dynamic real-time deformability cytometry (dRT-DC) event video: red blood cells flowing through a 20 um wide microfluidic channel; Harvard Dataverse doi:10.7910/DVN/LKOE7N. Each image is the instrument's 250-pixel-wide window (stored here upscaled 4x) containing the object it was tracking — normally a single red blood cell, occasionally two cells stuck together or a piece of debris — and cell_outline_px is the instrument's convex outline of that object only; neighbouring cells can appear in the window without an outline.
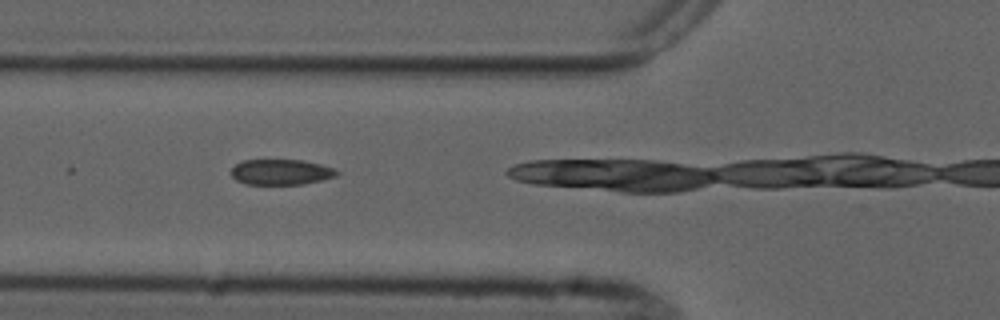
{"species": "common noctule bat (a hibernating species)", "species_latin": "Nyctalus noctula", "temperature_condition": "cold", "stored_images_in_passage": 4, "camera_frame_rate_fps": 3000, "um_per_image_px": 0.085, "animal": {"sex": "male", "forearm_length_mm": 52.5}, "frame": {"image": 1, "passage_image": 2, "time_ms": 1.0, "image_size_px": [1000, 320], "cell_outline_px": [[340, 172], [336, 176], [304, 184], [244, 184], [236, 180], [232, 176], [232, 168], [236, 164], [244, 160], [304, 160], [320, 164], [332, 168]], "centroid_in_image_um": [23.88, 14.62], "position_along_channel_um": 101.9, "area_um2": 15.61}}